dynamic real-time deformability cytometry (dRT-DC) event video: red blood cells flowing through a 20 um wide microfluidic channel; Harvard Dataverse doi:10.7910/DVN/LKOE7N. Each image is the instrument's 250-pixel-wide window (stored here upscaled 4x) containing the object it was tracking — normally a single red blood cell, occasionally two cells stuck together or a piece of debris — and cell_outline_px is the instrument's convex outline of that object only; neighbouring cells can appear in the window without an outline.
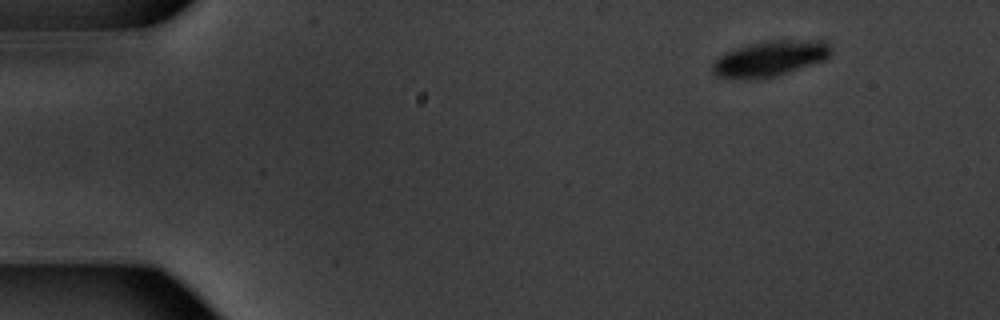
{"species": "common noctule bat (a hibernating species)", "species_latin": "Nyctalus noctula", "temperature_condition": "warm", "stored_images_in_passage": 49, "camera_frame_rate_fps": 3000, "um_per_image_px": 0.085, "animal": {"sex": "male", "body_mass_g": 20.1, "forearm_length_mm": 53.5}, "frame": {"image": 1, "passage_image": 1, "time_ms": 0.0, "image_size_px": [1000, 320], "cell_outline_px": [[832, 52], [824, 60], [812, 64], [772, 76], [748, 80], [728, 80], [716, 76], [712, 72], [712, 64], [724, 52], [748, 44], [764, 40], [824, 40], [828, 44]], "centroid_in_image_um": [65.37, 4.98], "position_along_channel_um": 19.6, "area_um2": 24.68}}
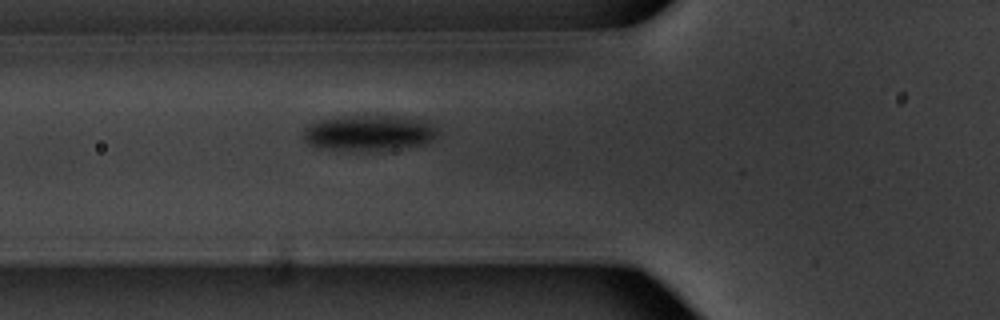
{"frame": {"image": 2, "passage_image": 15, "time_ms": 4.667, "image_size_px": [1000, 320], "cell_outline_px": [[436, 132], [428, 140], [420, 144], [388, 148], [328, 148], [308, 144], [304, 140], [304, 128], [320, 120], [352, 116], [396, 116], [416, 120], [428, 124]], "centroid_in_image_um": [31.24, 11.26], "position_along_channel_um": 94.6, "area_um2": 25.66}}
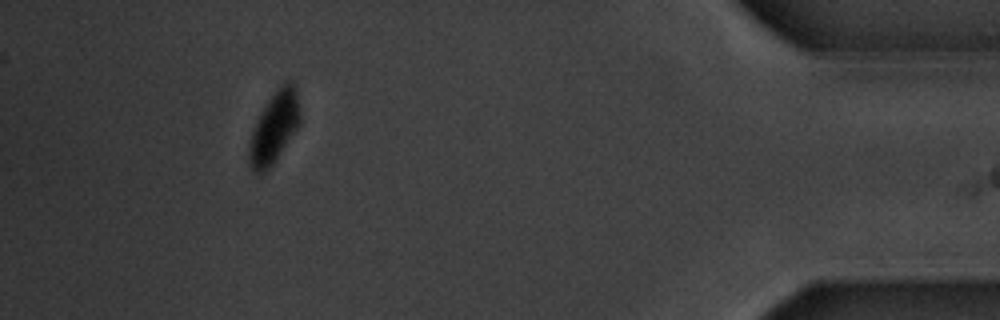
{"frame": {"image": 3, "passage_image": 45, "time_ms": 14.667, "image_size_px": [1000, 320], "cell_outline_px": [[300, 124], [276, 160], [264, 172], [256, 172], [248, 164], [248, 144], [256, 120], [260, 112], [276, 88], [284, 80], [292, 80], [296, 88], [300, 112]], "centroid_in_image_um": [23.31, 10.79], "position_along_channel_um": 411.9, "area_um2": 21.33}, "authors_computed_cell_mechanics": {"area_um2": 26.299, "velocity_mm_per_s": 3.7164, "shape_relaxation_time_tau1_ms": 1.3506, "shape_relaxation_time_tau2_ms": null, "deformation_change_tau1": 0.1221, "deformation_change_tau2": null}}